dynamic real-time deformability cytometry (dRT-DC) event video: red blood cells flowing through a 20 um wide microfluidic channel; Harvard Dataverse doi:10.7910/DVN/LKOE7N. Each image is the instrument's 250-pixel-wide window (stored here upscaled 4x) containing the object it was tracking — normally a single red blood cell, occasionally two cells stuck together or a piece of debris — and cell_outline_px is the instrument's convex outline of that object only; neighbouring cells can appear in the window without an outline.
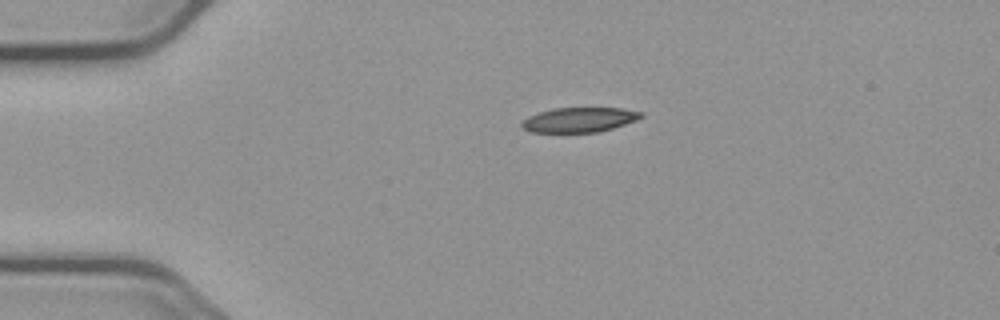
{"species": "common noctule bat (a hibernating species)", "species_latin": "Nyctalus noctula", "temperature_condition": "cold", "stored_images_in_passage": 45, "camera_frame_rate_fps": 3000, "um_per_image_px": 0.085, "animal": {"sex": "male", "body_mass_g": 23.1, "forearm_length_mm": 52.7}, "frame": {"image": 1, "passage_image": 1, "time_ms": 0.0, "image_size_px": [1000, 320], "cell_outline_px": [[644, 116], [636, 120], [612, 128], [596, 132], [532, 132], [524, 128], [520, 124], [528, 116], [552, 108], [624, 108], [640, 112]], "centroid_in_image_um": [49.23, 10.17], "position_along_channel_um": 35.8, "area_um2": 16.99}}
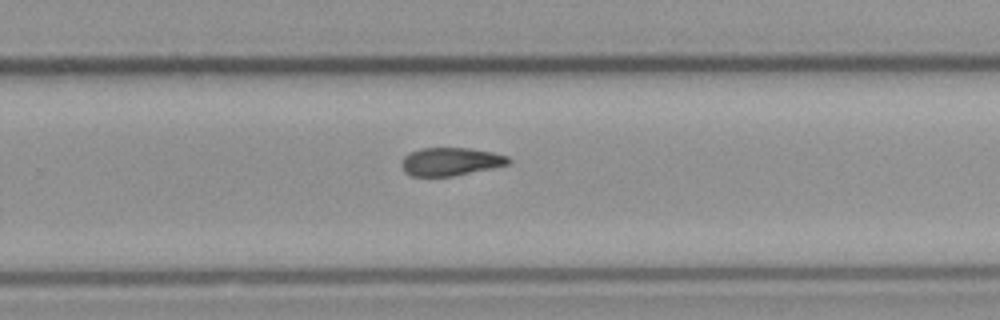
{"frame": {"image": 2, "passage_image": 25, "time_ms": 8.0, "image_size_px": [1000, 320], "cell_outline_px": [[512, 160], [508, 164], [492, 168], [452, 176], [412, 176], [404, 172], [400, 164], [404, 156], [420, 148], [468, 148], [492, 152], [508, 156]], "centroid_in_image_um": [38.29, 13.73], "position_along_channel_um": 291.5, "area_um2": 17.46}}
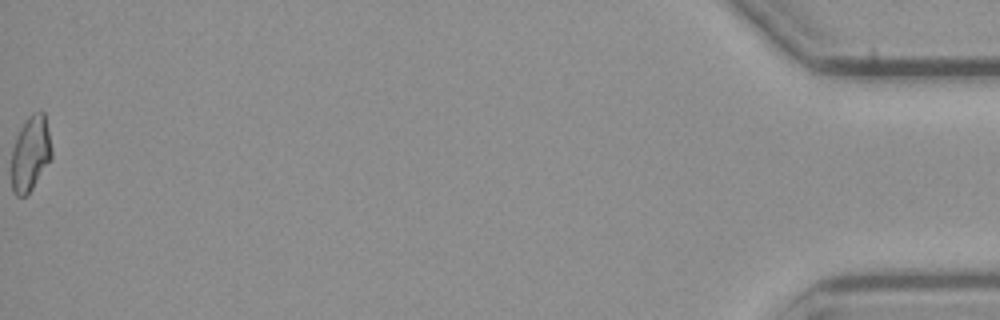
{"frame": {"image": 3, "passage_image": 45, "time_ms": 14.667, "image_size_px": [1000, 320], "cell_outline_px": [[52, 156], [32, 188], [24, 196], [16, 196], [12, 192], [12, 148], [16, 136], [20, 128], [28, 116], [32, 112], [40, 108], [44, 112], [52, 152]], "centroid_in_image_um": [2.57, 13.0], "position_along_channel_um": 432.6, "area_um2": 17.46}}